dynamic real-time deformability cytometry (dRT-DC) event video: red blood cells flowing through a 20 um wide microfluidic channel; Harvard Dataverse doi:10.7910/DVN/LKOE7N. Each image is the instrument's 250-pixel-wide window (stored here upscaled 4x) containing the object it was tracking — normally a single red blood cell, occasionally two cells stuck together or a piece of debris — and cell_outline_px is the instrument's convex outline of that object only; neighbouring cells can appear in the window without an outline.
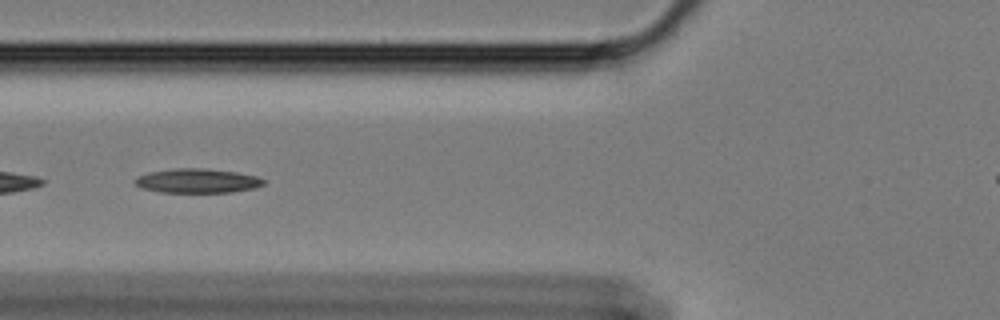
{"species": "Egyptian fruit bat (a non-hibernating species)", "species_latin": "Rousettus aegyptiacus", "temperature_condition": "cold", "stored_images_in_passage": 33, "segment_of_instrument_passage": [2, 2], "camera_frame_rate_fps": 3000, "um_per_image_px": 0.085, "animal": {"sex": "female"}, "frame": {"image": 1, "passage_image": 23, "time_ms": 7.333, "image_size_px": [1000, 320], "cell_outline_px": [[264, 184], [256, 188], [232, 192], [160, 192], [144, 188], [136, 184], [132, 180], [148, 172], [176, 168], [204, 168], [236, 172], [256, 176], [264, 180]], "centroid_in_image_um": [16.79, 15.36], "position_along_channel_um": 109.0, "area_um2": 18.09}}
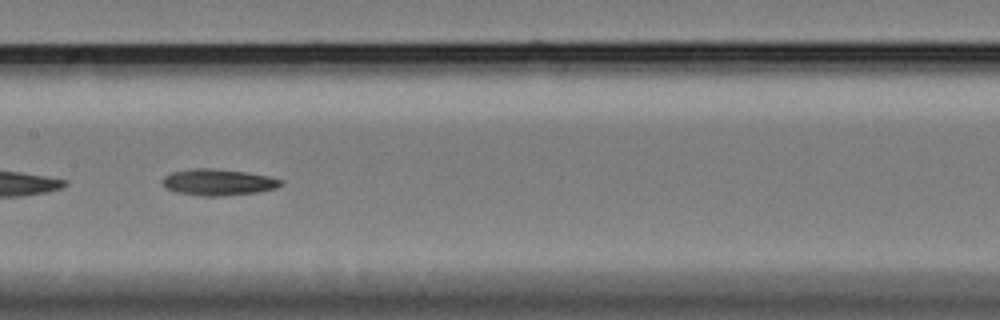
{"frame": {"image": 2, "passage_image": 30, "time_ms": 9.667, "image_size_px": [1000, 320], "cell_outline_px": [[284, 184], [276, 188], [256, 192], [224, 196], [200, 196], [176, 192], [168, 188], [160, 180], [164, 176], [172, 172], [192, 168], [212, 168], [248, 172], [268, 176], [284, 180]], "centroid_in_image_um": [18.56, 15.48], "position_along_channel_um": 188.8, "area_um2": 18.32}}